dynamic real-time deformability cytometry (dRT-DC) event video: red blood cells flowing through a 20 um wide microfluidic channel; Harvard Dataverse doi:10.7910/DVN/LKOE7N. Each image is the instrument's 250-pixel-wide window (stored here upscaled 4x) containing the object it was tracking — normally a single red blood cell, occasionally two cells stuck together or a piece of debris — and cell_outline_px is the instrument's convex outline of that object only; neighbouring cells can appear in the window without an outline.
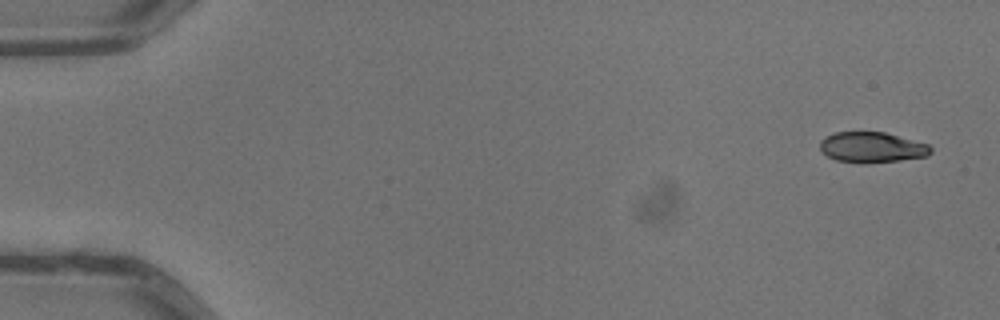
{"species": "common noctule bat (a hibernating species)", "species_latin": "Nyctalus noctula", "temperature_condition": "warm", "stored_images_in_passage": 5, "camera_frame_rate_fps": 3000, "um_per_image_px": 0.085, "animal": {"sex": "male", "body_mass_g": 13.3}, "frame": {"image": 1, "passage_image": 1, "time_ms": 0.0, "image_size_px": [1000, 320], "cell_outline_px": [[932, 152], [928, 156], [900, 160], [864, 164], [836, 160], [820, 152], [820, 140], [836, 132], [884, 132], [928, 144], [932, 148]], "centroid_in_image_um": [74.11, 12.53], "position_along_channel_um": 10.9, "area_um2": 19.77}}
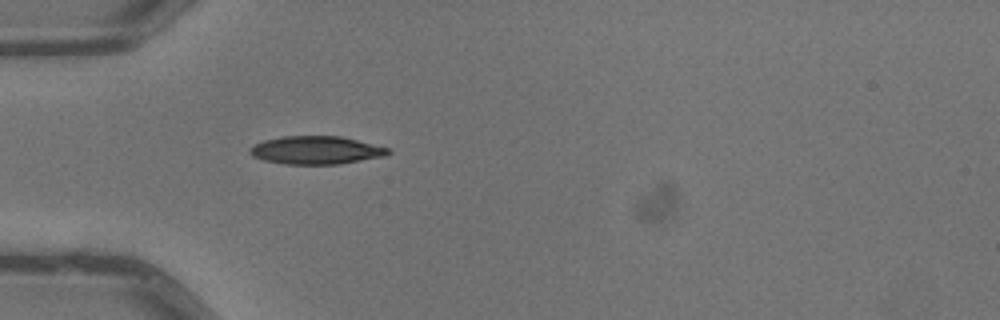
{"frame": {"image": 2, "passage_image": 5, "time_ms": 1.333, "image_size_px": [1000, 320], "cell_outline_px": [[392, 152], [384, 156], [340, 164], [284, 164], [264, 160], [252, 156], [248, 152], [248, 148], [264, 140], [280, 136], [340, 136], [388, 148]], "centroid_in_image_um": [26.82, 12.77], "position_along_channel_um": 58.2, "area_um2": 22.54}}